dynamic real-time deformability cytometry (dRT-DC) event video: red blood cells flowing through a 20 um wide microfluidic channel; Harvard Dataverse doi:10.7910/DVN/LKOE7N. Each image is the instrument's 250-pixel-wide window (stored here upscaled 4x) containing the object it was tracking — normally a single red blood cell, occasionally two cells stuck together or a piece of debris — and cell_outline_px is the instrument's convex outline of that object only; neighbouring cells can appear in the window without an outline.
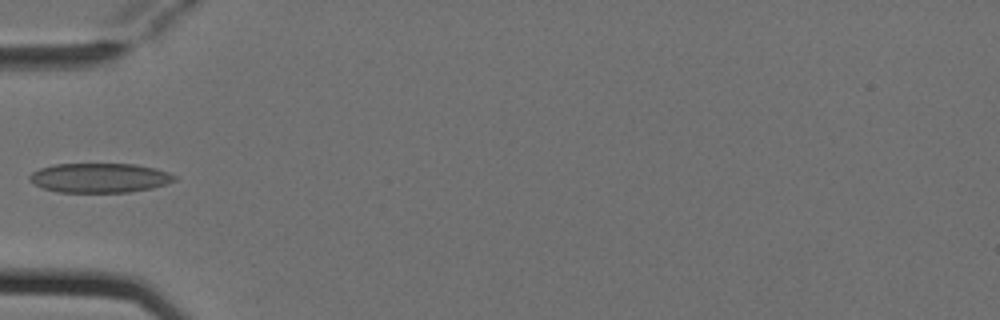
{"species": "Egyptian fruit bat (a non-hibernating species)", "species_latin": "Rousettus aegyptiacus", "temperature_condition": "cold", "stored_images_in_passage": 5, "camera_frame_rate_fps": 3000, "um_per_image_px": 0.085, "animal": {"sex": "female"}, "frame": {"image": 1, "passage_image": 5, "time_ms": 1.333, "image_size_px": [1000, 320], "cell_outline_px": [[176, 180], [152, 188], [128, 192], [60, 192], [44, 188], [28, 180], [28, 176], [32, 172], [40, 168], [52, 164], [136, 164], [156, 168], [168, 172], [176, 176]], "centroid_in_image_um": [8.46, 15.11], "position_along_channel_um": 76.5, "area_um2": 24.85}}